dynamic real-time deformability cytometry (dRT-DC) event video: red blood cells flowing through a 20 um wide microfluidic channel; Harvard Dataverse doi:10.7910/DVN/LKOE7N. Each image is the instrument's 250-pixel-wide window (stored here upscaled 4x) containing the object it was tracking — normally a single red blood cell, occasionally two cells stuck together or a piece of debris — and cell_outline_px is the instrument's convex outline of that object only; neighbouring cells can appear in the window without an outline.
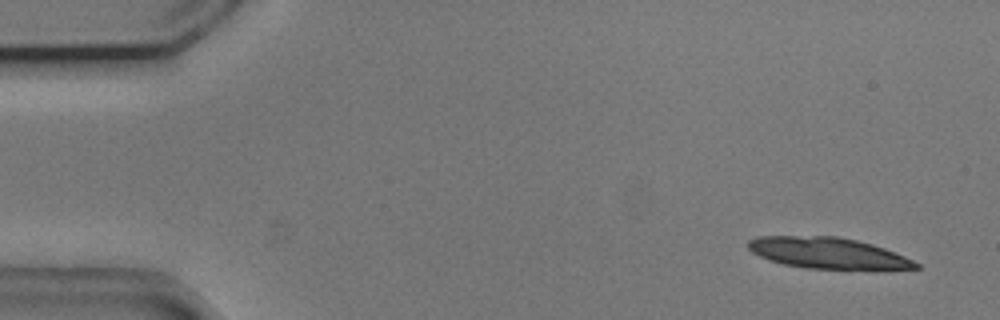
{"species": "common noctule bat (a hibernating species)", "species_latin": "Nyctalus noctula", "temperature_condition": "cold", "stored_images_in_passage": 12, "camera_frame_rate_fps": 3000, "um_per_image_px": 0.085, "animal": {"sex": "male", "body_mass_g": 20.5, "forearm_length_mm": 52.5}, "frame": {"image": 1, "passage_image": 3, "time_ms": 0.667, "image_size_px": [1000, 320], "cell_outline_px": [[920, 268], [884, 272], [808, 268], [784, 264], [768, 260], [752, 252], [748, 248], [748, 240], [756, 236], [836, 236], [856, 240], [872, 244], [884, 248], [904, 256], [920, 264]], "centroid_in_image_um": [70.48, 21.56], "position_along_channel_um": 14.5, "area_um2": 31.39}}